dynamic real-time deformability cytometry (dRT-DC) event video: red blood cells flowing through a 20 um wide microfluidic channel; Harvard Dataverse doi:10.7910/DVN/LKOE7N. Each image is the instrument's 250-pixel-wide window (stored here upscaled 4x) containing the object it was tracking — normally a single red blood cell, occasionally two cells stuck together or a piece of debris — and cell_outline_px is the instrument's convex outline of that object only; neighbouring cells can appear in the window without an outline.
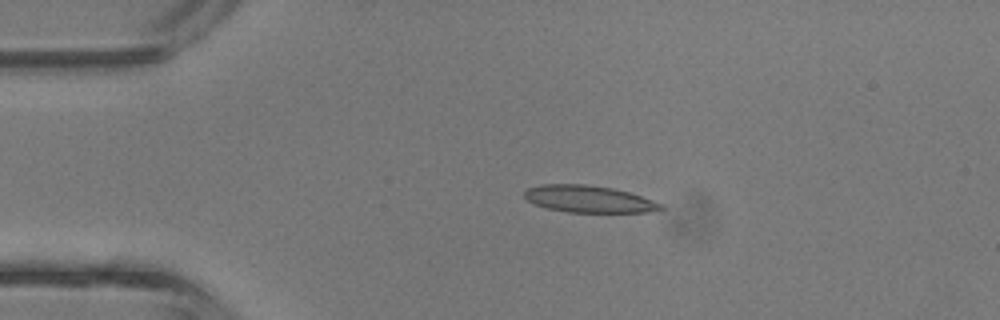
{"species": "common noctule bat (a hibernating species)", "species_latin": "Nyctalus noctula", "temperature_condition": "room temperature", "stored_images_in_passage": 33, "camera_frame_rate_fps": 3000, "um_per_image_px": 0.085, "animal": {"sex": "male", "body_mass_g": 13.3}, "frame": {"image": 1, "passage_image": 1, "time_ms": 0.0, "image_size_px": [1000, 320], "cell_outline_px": [[664, 208], [648, 212], [568, 212], [548, 208], [536, 204], [528, 200], [524, 196], [524, 192], [528, 188], [540, 184], [584, 184], [612, 188], [628, 192], [664, 204]], "centroid_in_image_um": [50.05, 16.91], "position_along_channel_um": 35.0, "area_um2": 21.21}}
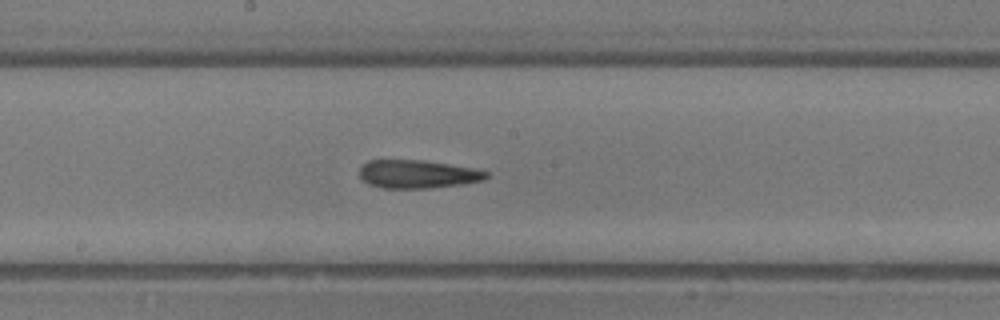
{"frame": {"image": 2, "passage_image": 14, "time_ms": 4.333, "image_size_px": [1000, 320], "cell_outline_px": [[488, 176], [484, 180], [460, 184], [432, 188], [380, 188], [368, 184], [360, 176], [360, 164], [368, 160], [420, 160], [448, 164], [472, 168], [488, 172]], "centroid_in_image_um": [35.44, 14.8], "position_along_channel_um": 212.8, "area_um2": 20.81}}
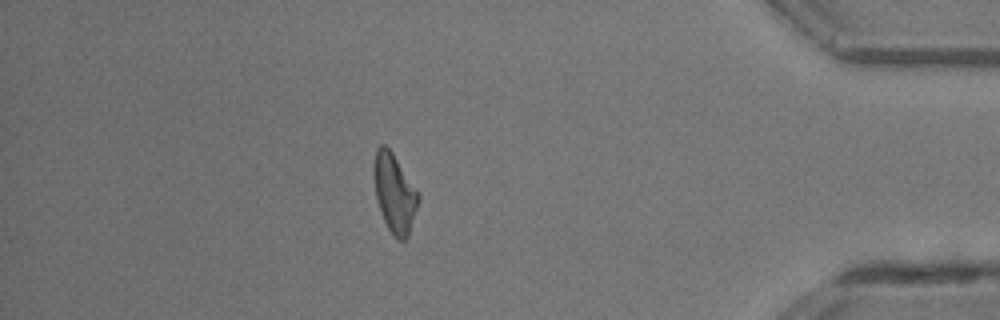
{"frame": {"image": 3, "passage_image": 28, "time_ms": 9.0, "image_size_px": [1000, 320], "cell_outline_px": [[420, 200], [408, 236], [404, 240], [396, 240], [388, 228], [384, 220], [376, 196], [372, 172], [372, 168], [376, 148], [380, 144], [384, 144], [392, 152], [420, 196]], "centroid_in_image_um": [33.51, 16.41], "position_along_channel_um": 401.7, "area_um2": 20.29}, "authors_computed_cell_mechanics": {"area_um2": 20.8658, "velocity_mm_per_s": 4.9941, "shape_relaxation_time_tau1_ms": null, "shape_relaxation_time_tau2_ms": 3.4779, "deformation_change_tau1": null, "deformation_change_tau2": 0.179}}